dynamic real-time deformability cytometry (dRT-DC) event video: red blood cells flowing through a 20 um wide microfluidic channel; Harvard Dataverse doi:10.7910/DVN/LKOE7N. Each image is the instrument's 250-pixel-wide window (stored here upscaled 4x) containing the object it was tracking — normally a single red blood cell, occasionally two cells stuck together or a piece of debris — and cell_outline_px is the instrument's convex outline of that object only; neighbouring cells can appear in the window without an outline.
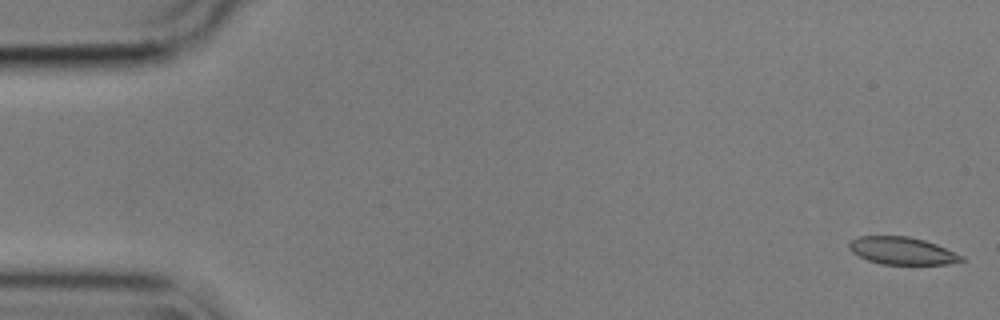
{"species": "common noctule bat (a hibernating species)", "species_latin": "Nyctalus noctula", "temperature_condition": "cold", "stored_images_in_passage": 55, "camera_frame_rate_fps": 3000, "um_per_image_px": 0.085, "animal": {"sex": "male", "body_mass_g": 17.9}, "frame": {"image": 1, "passage_image": 1, "time_ms": 0.0, "image_size_px": [1000, 320], "cell_outline_px": [[968, 260], [948, 264], [880, 264], [868, 260], [852, 252], [848, 248], [848, 240], [860, 236], [908, 236], [924, 240], [936, 244], [964, 256]], "centroid_in_image_um": [76.68, 21.31], "position_along_channel_um": 8.3, "area_um2": 18.09}}
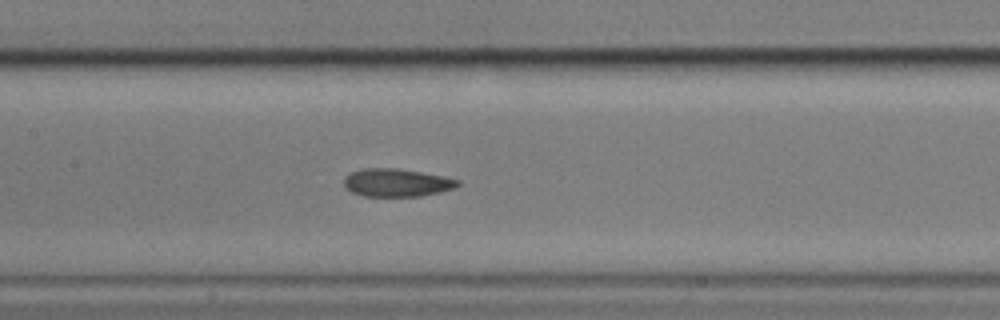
{"frame": {"image": 2, "passage_image": 26, "time_ms": 8.333, "image_size_px": [1000, 320], "cell_outline_px": [[460, 184], [456, 188], [440, 192], [420, 196], [364, 196], [352, 192], [344, 184], [344, 176], [360, 168], [396, 168], [420, 172], [460, 180]], "centroid_in_image_um": [33.71, 15.52], "position_along_channel_um": 173.7, "area_um2": 18.44}}
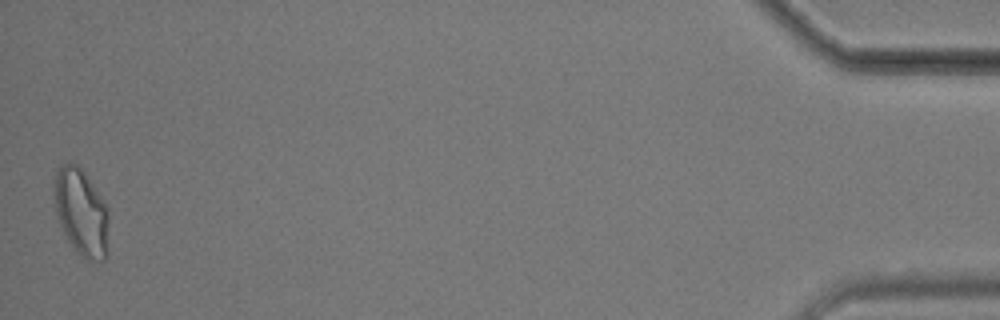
{"frame": {"image": 3, "passage_image": 55, "time_ms": 18.0, "image_size_px": [1000, 320], "cell_outline_px": [[108, 252], [104, 260], [92, 260], [80, 256], [68, 240], [60, 224], [56, 212], [52, 188], [56, 172], [64, 164], [72, 160], [84, 172], [108, 208]], "centroid_in_image_um": [6.9, 18.04], "position_along_channel_um": 428.3, "area_um2": 27.69}, "authors_computed_cell_mechanics": {"area_um2": 19.5364, "velocity_mm_per_s": 3.5751, "shape_relaxation_time_tau1_ms": 9.2451, "shape_relaxation_time_tau2_ms": 2.3425, "deformation_change_tau1": 0.1552, "deformation_change_tau2": 0.0689}}